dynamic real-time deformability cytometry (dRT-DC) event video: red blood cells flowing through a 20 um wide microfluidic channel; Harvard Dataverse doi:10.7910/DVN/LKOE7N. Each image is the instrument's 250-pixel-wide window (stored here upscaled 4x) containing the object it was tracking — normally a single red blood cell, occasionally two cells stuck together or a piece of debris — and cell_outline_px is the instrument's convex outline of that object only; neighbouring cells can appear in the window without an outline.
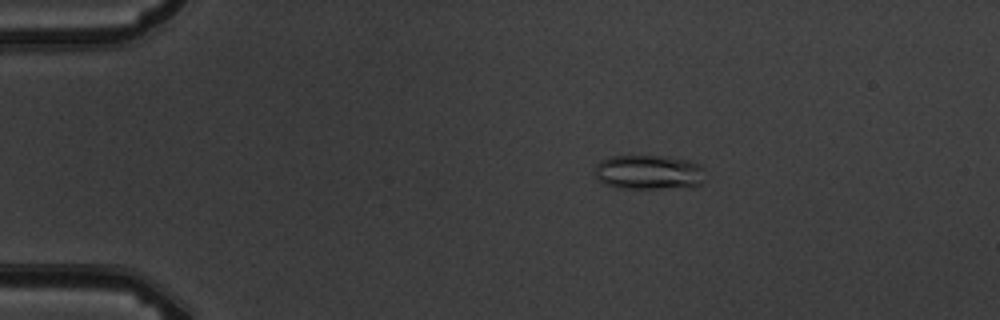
{"species": "common noctule bat (a hibernating species)", "species_latin": "Nyctalus noctula", "temperature_condition": "warm", "stored_images_in_passage": 9, "camera_frame_rate_fps": 3000, "um_per_image_px": 0.085, "animal": {"sex": "male", "body_mass_g": 19.5, "forearm_length_mm": 54.6}, "frame": {"image": 1, "passage_image": 3, "time_ms": 2.333, "image_size_px": [1000, 320], "cell_outline_px": [[704, 168], [700, 184], [692, 188], [620, 188], [604, 184], [596, 180], [596, 164], [600, 160], [612, 156], [660, 156], [688, 160], [700, 164]], "centroid_in_image_um": [55.14, 14.65], "position_along_channel_um": 29.9, "area_um2": 22.37}}
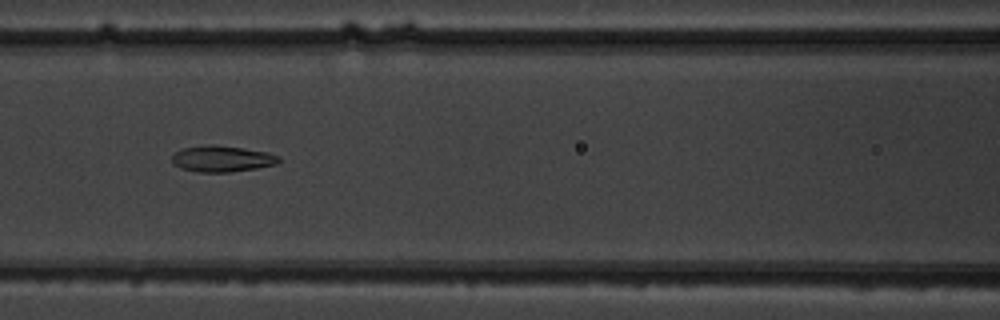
{"frame": {"image": 2, "passage_image": 7, "time_ms": 7.0, "image_size_px": [1000, 320], "cell_outline_px": [[280, 160], [276, 164], [256, 168], [228, 172], [200, 172], [180, 168], [172, 164], [172, 156], [180, 148], [208, 144], [212, 144], [244, 148], [268, 152], [280, 156]], "centroid_in_image_um": [18.85, 13.48], "position_along_channel_um": 147.8, "area_um2": 16.42}}
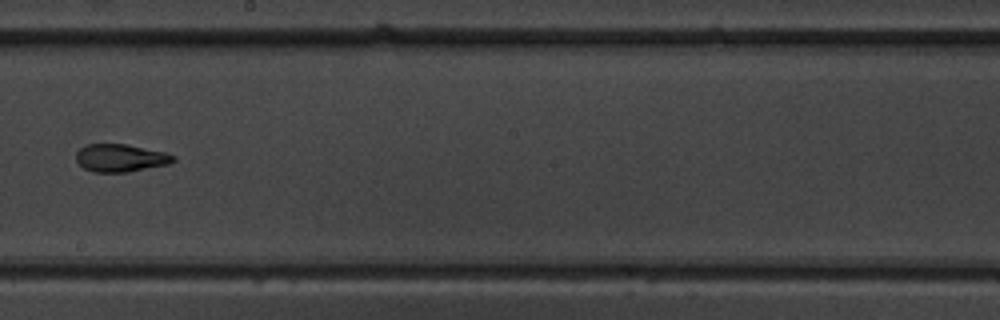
{"frame": {"image": 3, "passage_image": 9, "time_ms": 9.333, "image_size_px": [1000, 320], "cell_outline_px": [[176, 160], [168, 164], [128, 172], [92, 172], [84, 168], [76, 160], [76, 152], [80, 148], [88, 144], [128, 144], [164, 152], [176, 156]], "centroid_in_image_um": [10.25, 13.42], "position_along_channel_um": 238.0, "area_um2": 15.72}}